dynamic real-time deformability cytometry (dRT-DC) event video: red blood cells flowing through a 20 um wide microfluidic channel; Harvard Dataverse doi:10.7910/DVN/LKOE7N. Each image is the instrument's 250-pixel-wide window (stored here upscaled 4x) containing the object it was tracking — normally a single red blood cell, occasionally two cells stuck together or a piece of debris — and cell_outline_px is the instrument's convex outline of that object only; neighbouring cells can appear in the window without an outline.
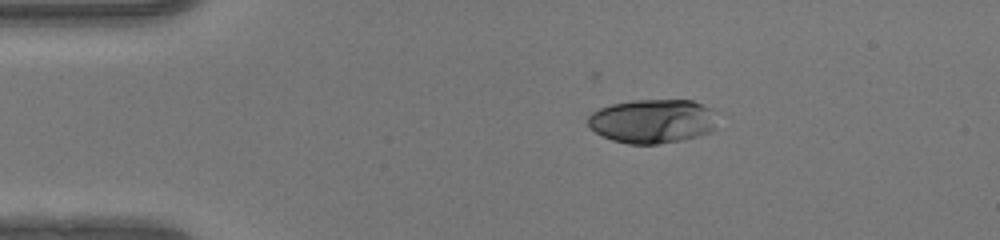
{"species": "human", "species_latin": "Homo sapiens", "temperature_condition": "warm", "stored_images_in_passage": 41, "camera_frame_rate_fps": 3000, "um_per_image_px": 0.085, "donor": {"sex": "female"}, "frame": {"image": 1, "passage_image": 1, "time_ms": 0.0, "image_size_px": [1000, 240], "cell_outline_px": [[716, 128], [712, 132], [680, 140], [656, 144], [628, 144], [612, 140], [596, 132], [588, 124], [588, 116], [592, 112], [600, 108], [612, 104], [632, 100], [692, 100], [716, 112]], "centroid_in_image_um": [55.48, 10.29], "position_along_channel_um": 29.5, "area_um2": 33.18}}
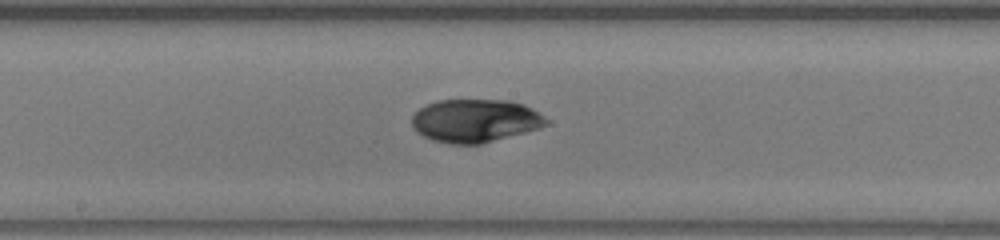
{"frame": {"image": 2, "passage_image": 18, "time_ms": 5.667, "image_size_px": [1000, 240], "cell_outline_px": [[548, 124], [540, 128], [480, 144], [452, 144], [432, 140], [416, 132], [412, 128], [412, 116], [420, 108], [436, 100], [508, 100], [524, 104], [532, 108], [544, 116], [548, 120]], "centroid_in_image_um": [40.39, 10.26], "position_along_channel_um": 207.8, "area_um2": 33.81}}
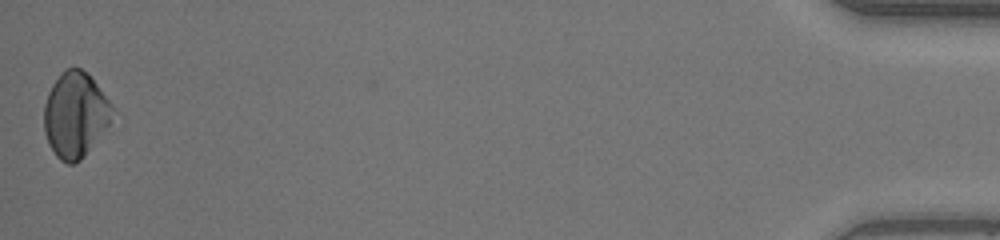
{"frame": {"image": 3, "passage_image": 41, "time_ms": 13.333, "image_size_px": [1000, 240], "cell_outline_px": [[112, 108], [108, 124], [84, 156], [76, 164], [68, 164], [60, 160], [56, 156], [48, 144], [44, 132], [44, 104], [48, 92], [52, 84], [60, 72], [68, 68], [80, 68], [96, 84], [112, 104]], "centroid_in_image_um": [6.34, 9.77], "position_along_channel_um": 428.9, "area_um2": 33.47}, "authors_computed_cell_mechanics": {"area_um2": 33.524, "velocity_mm_per_s": 4.1887, "shape_relaxation_time_tau1_ms": 3.9648, "shape_relaxation_time_tau2_ms": null, "deformation_change_tau1": 0.1625, "deformation_change_tau2": null}}